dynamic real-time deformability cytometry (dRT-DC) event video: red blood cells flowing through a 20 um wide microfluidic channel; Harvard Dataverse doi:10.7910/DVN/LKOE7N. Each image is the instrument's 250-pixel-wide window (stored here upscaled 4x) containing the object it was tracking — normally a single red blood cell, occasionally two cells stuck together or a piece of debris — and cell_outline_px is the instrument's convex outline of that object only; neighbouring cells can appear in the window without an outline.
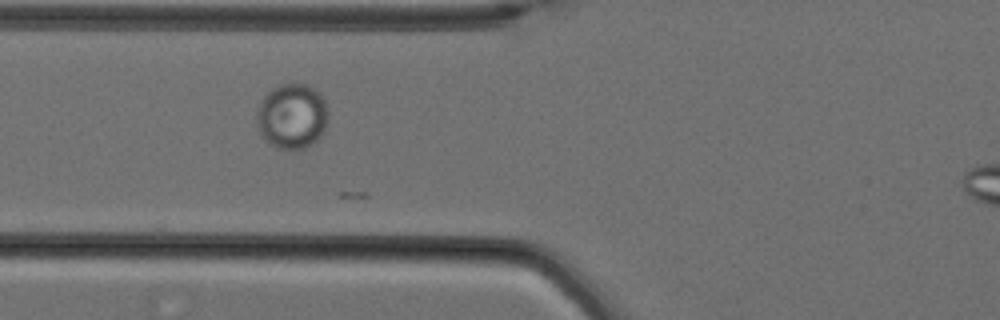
{"species": "Egyptian fruit bat (a non-hibernating species)", "species_latin": "Rousettus aegyptiacus", "temperature_condition": "cold", "stored_images_in_passage": 5, "camera_frame_rate_fps": 3000, "um_per_image_px": 0.085, "animal": {"sex": "female"}, "frame": {"image": 1, "passage_image": 4, "time_ms": 1.0, "image_size_px": [1000, 320], "cell_outline_px": [[328, 120], [324, 132], [312, 144], [304, 148], [276, 148], [268, 144], [264, 140], [256, 124], [256, 108], [260, 100], [272, 88], [280, 84], [308, 84], [316, 88], [320, 92], [328, 108]], "centroid_in_image_um": [24.81, 9.86], "position_along_channel_um": 101.0, "area_um2": 27.69}}